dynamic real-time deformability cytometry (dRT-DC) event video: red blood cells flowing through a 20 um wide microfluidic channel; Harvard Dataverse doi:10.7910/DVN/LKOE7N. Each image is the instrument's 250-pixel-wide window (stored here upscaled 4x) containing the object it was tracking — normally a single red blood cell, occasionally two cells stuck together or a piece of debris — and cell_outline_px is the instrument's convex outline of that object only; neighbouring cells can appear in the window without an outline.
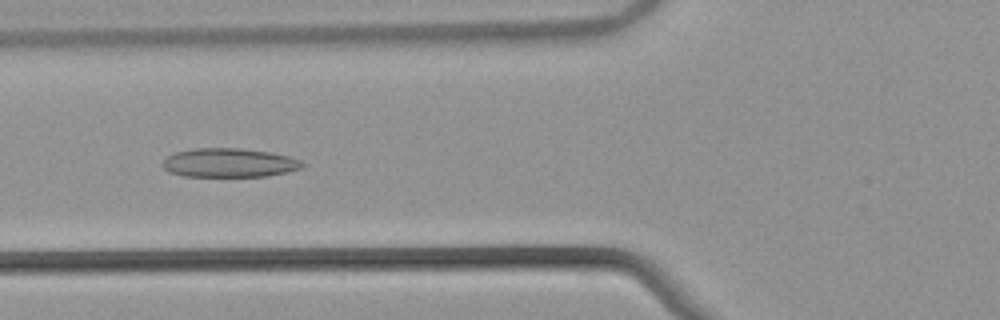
{"species": "common noctule bat (a hibernating species)", "species_latin": "Nyctalus noctula", "temperature_condition": "warm", "stored_images_in_passage": 53, "camera_frame_rate_fps": 3000, "um_per_image_px": 0.085, "animal": {"sex": "male", "body_mass_g": 21.5, "forearm_length_mm": 52.0}, "frame": {"image": 1, "passage_image": 21, "time_ms": 6.667, "image_size_px": [1000, 320], "cell_outline_px": [[304, 168], [288, 172], [268, 176], [184, 176], [168, 172], [160, 164], [168, 156], [176, 152], [192, 148], [240, 148], [268, 152], [288, 156], [300, 160], [304, 164]], "centroid_in_image_um": [19.48, 13.84], "position_along_channel_um": 106.3, "area_um2": 23.64}}
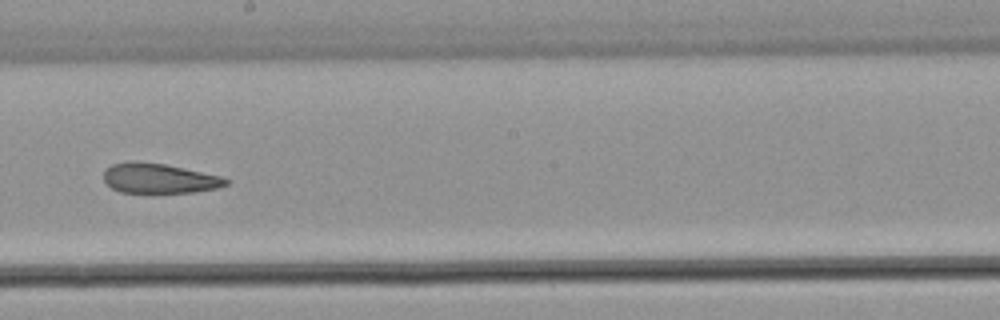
{"frame": {"image": 2, "passage_image": 31, "time_ms": 10.0, "image_size_px": [1000, 320], "cell_outline_px": [[232, 180], [228, 184], [216, 188], [196, 192], [152, 196], [120, 192], [112, 188], [104, 180], [104, 168], [112, 164], [132, 160], [164, 164], [220, 176]], "centroid_in_image_um": [13.5, 15.21], "position_along_channel_um": 234.7, "area_um2": 22.31}}
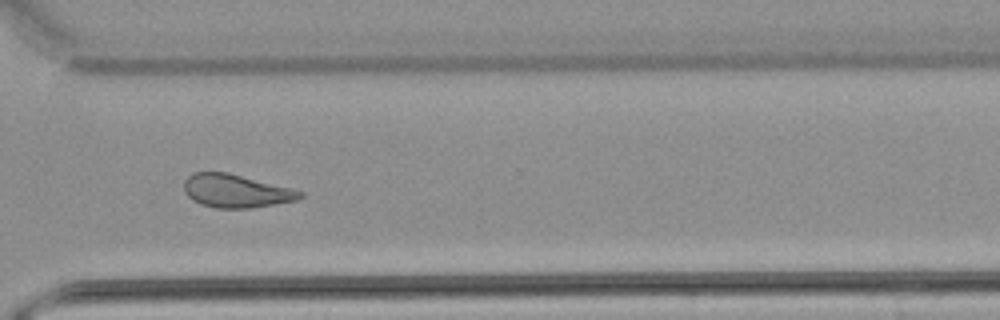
{"frame": {"image": 3, "passage_image": 40, "time_ms": 13.0, "image_size_px": [1000, 320], "cell_outline_px": [[304, 196], [296, 200], [252, 208], [216, 208], [200, 204], [192, 200], [184, 192], [184, 180], [192, 172], [228, 172], [304, 192]], "centroid_in_image_um": [20.01, 16.23], "position_along_channel_um": 350.6, "area_um2": 22.37}, "authors_computed_cell_mechanics": {"area_um2": 24.0448, "velocity_mm_per_s": 3.8551, "shape_relaxation_time_tau1_ms": null, "shape_relaxation_time_tau2_ms": 3.727, "deformation_change_tau1": null, "deformation_change_tau2": 0.1222}}